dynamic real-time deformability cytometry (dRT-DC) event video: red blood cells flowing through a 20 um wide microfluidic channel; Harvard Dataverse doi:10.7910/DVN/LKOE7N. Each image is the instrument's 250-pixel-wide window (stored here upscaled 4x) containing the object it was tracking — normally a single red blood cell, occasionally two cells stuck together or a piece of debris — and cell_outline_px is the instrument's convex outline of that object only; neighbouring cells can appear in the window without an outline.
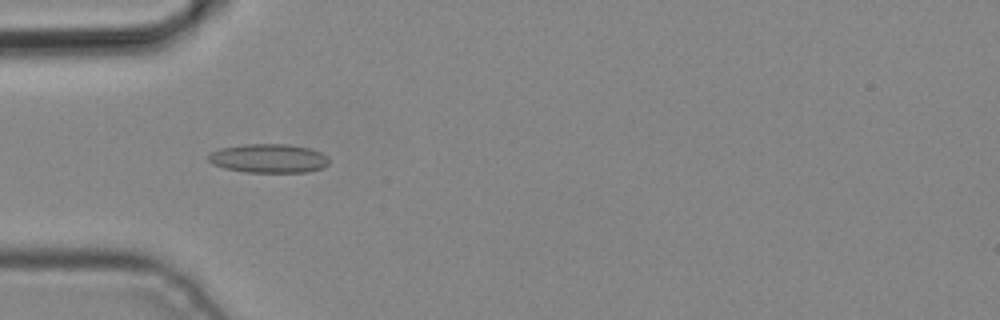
{"species": "common noctule bat (a hibernating species)", "species_latin": "Nyctalus noctula", "temperature_condition": "cold", "stored_images_in_passage": 4, "camera_frame_rate_fps": 3000, "um_per_image_px": 0.085, "animal": {"sex": "male", "body_mass_g": 19.2, "forearm_length_mm": 51.8}, "frame": {"image": 1, "passage_image": 3, "time_ms": 0.667, "image_size_px": [1000, 320], "cell_outline_px": [[328, 164], [320, 168], [304, 172], [244, 172], [224, 168], [212, 164], [208, 160], [208, 152], [220, 148], [244, 144], [288, 144], [308, 148], [320, 152], [328, 156]], "centroid_in_image_um": [22.78, 13.45], "position_along_channel_um": 62.2, "area_um2": 20.35}}
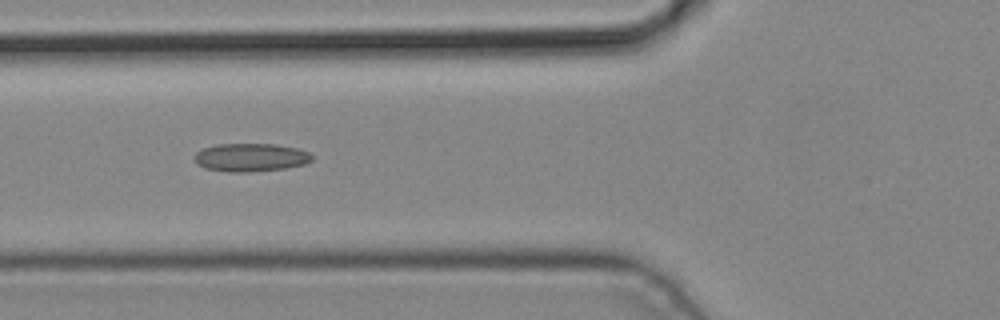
{"frame": {"image": 2, "passage_image": 4, "time_ms": 1.0, "image_size_px": [1000, 320], "cell_outline_px": [[312, 160], [304, 164], [284, 168], [244, 172], [228, 172], [204, 168], [196, 164], [196, 152], [204, 148], [216, 144], [276, 144], [296, 148], [308, 152], [312, 156]], "centroid_in_image_um": [21.29, 13.38], "position_along_channel_um": 104.5, "area_um2": 19.13}}